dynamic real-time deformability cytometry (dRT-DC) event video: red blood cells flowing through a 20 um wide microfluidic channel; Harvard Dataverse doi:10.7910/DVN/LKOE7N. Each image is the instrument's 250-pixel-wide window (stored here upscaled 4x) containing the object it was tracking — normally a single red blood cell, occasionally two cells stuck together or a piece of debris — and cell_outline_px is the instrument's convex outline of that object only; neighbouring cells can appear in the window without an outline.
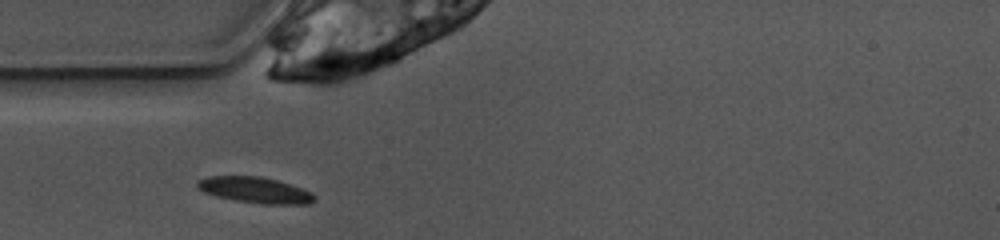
{"species": "common noctule bat (a hibernating species)", "species_latin": "Nyctalus noctula", "temperature_condition": "warm", "stored_images_in_passage": 37, "camera_frame_rate_fps": 3000, "um_per_image_px": 0.085, "animal": {"sex": "female", "body_mass_g": 10.0, "forearm_length_mm": 53.1}, "frame": {"image": 1, "passage_image": 1, "time_ms": 0.0, "image_size_px": [1000, 240], "cell_outline_px": [[316, 200], [308, 204], [268, 204], [236, 200], [216, 196], [204, 192], [196, 188], [196, 180], [208, 176], [260, 176], [276, 180], [312, 192], [316, 196]], "centroid_in_image_um": [21.66, 16.15], "position_along_channel_um": 63.3, "area_um2": 17.63}}
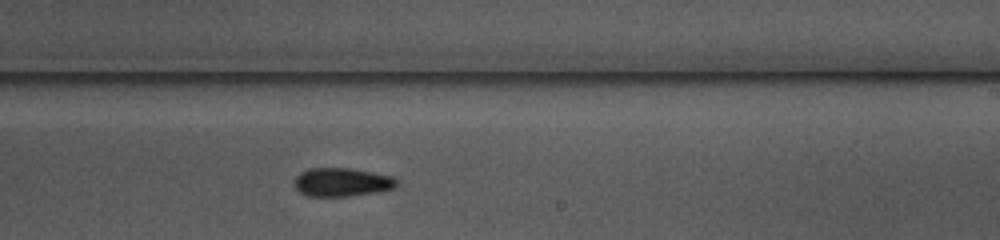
{"frame": {"image": 2, "passage_image": 16, "time_ms": 5.0, "image_size_px": [1000, 240], "cell_outline_px": [[396, 188], [376, 192], [348, 196], [308, 196], [300, 192], [292, 184], [296, 176], [300, 172], [308, 168], [352, 168], [392, 176], [396, 180]], "centroid_in_image_um": [29.02, 15.48], "position_along_channel_um": 260.0, "area_um2": 17.11}}
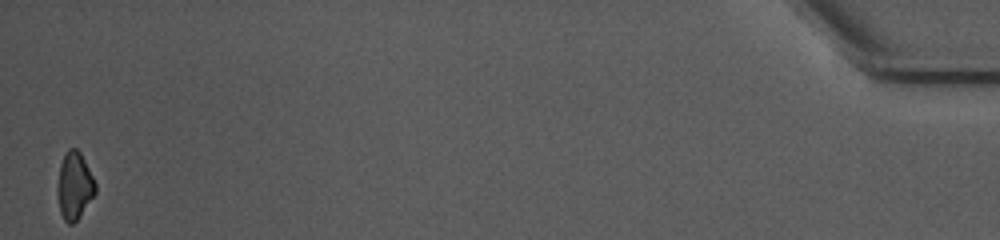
{"frame": {"image": 3, "passage_image": 37, "time_ms": 12.0, "image_size_px": [1000, 240], "cell_outline_px": [[96, 192], [80, 216], [72, 224], [68, 224], [64, 220], [60, 212], [56, 192], [60, 164], [68, 148], [76, 148], [80, 152], [96, 184]], "centroid_in_image_um": [6.31, 15.81], "position_along_channel_um": 428.9, "area_um2": 14.8}, "authors_computed_cell_mechanics": {"area_um2": 16.762, "velocity_mm_per_s": 3.9157, "shape_relaxation_time_tau1_ms": 4.8866, "shape_relaxation_time_tau2_ms": null, "deformation_change_tau1": 0.1279, "deformation_change_tau2": null}}